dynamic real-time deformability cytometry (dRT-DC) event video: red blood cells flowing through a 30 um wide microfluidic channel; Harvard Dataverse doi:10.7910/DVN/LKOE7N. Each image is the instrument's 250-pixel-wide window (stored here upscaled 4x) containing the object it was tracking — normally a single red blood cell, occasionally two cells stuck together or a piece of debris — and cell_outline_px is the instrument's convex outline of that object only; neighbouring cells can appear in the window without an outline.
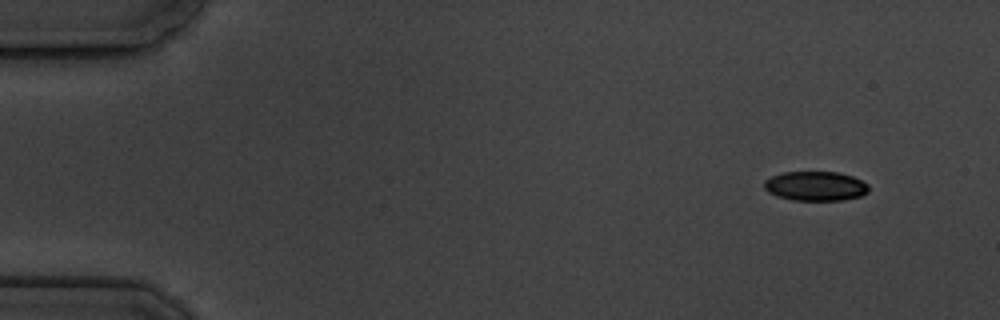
{"species": "common noctule bat (a hibernating species)", "species_latin": "Nyctalus noctula", "temperature_condition": "cold", "stored_images_in_passage": 7, "camera_frame_rate_fps": 3000, "um_per_image_px": 0.085, "animal": {"sex": "male", "body_mass_g": 19.5, "forearm_length_mm": 54.6}, "frame": {"image": 1, "passage_image": 1, "time_ms": 0.0, "image_size_px": [1000, 320], "cell_outline_px": [[868, 192], [860, 196], [844, 200], [792, 200], [776, 196], [768, 192], [764, 188], [764, 180], [772, 176], [784, 172], [840, 172], [852, 176], [868, 184]], "centroid_in_image_um": [69.31, 15.82], "position_along_channel_um": 15.7, "area_um2": 17.98}}
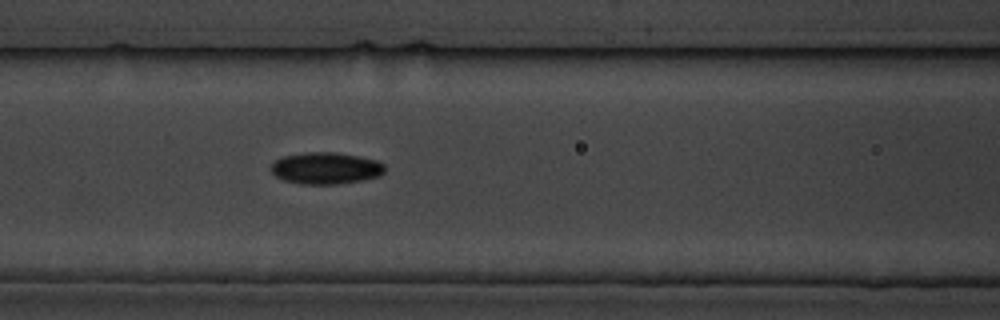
{"frame": {"image": 2, "passage_image": 7, "time_ms": 6.667, "image_size_px": [1000, 320], "cell_outline_px": [[384, 172], [380, 176], [364, 180], [336, 184], [300, 184], [284, 180], [276, 176], [272, 172], [272, 164], [276, 160], [284, 156], [304, 152], [332, 152], [356, 156], [376, 160], [384, 164]], "centroid_in_image_um": [27.7, 14.3], "position_along_channel_um": 138.9, "area_um2": 20.92}}